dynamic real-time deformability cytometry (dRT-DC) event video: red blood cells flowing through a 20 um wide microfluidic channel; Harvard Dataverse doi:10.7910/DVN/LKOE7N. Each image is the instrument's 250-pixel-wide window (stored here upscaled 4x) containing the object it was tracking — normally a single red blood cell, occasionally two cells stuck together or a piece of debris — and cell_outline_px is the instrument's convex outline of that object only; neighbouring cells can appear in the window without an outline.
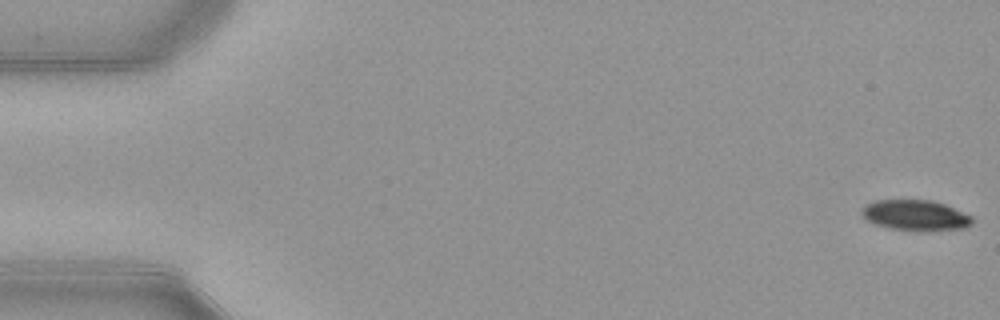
{"species": "common noctule bat (a hibernating species)", "species_latin": "Nyctalus noctula", "temperature_condition": "warm", "stored_images_in_passage": 53, "camera_frame_rate_fps": 3000, "um_per_image_px": 0.085, "animal": {"sex": "female", "body_mass_g": 21.9}, "frame": {"image": 1, "passage_image": 1, "time_ms": 0.0, "image_size_px": [1000, 320], "cell_outline_px": [[972, 224], [964, 228], [892, 228], [876, 224], [868, 220], [860, 212], [860, 208], [864, 204], [876, 200], [932, 200], [944, 204], [972, 216]], "centroid_in_image_um": [77.75, 18.23], "position_along_channel_um": 7.2, "area_um2": 18.73}}
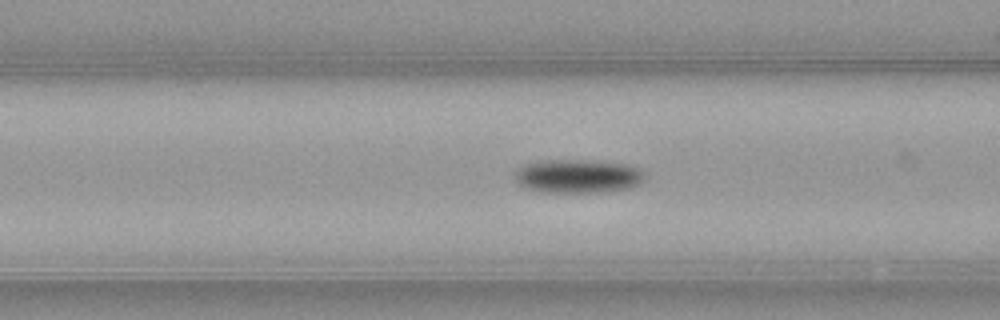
{"frame": {"image": 2, "passage_image": 21, "time_ms": 6.667, "image_size_px": [1000, 320], "cell_outline_px": [[648, 176], [640, 184], [628, 188], [600, 192], [544, 192], [528, 188], [520, 184], [516, 180], [516, 172], [524, 164], [544, 160], [596, 160], [628, 164], [640, 168]], "centroid_in_image_um": [49.21, 14.96], "position_along_channel_um": 117.4, "area_um2": 25.61}}
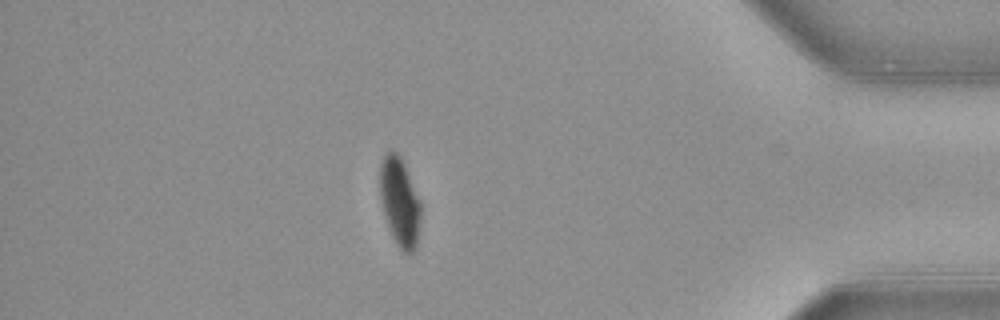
{"frame": {"image": 3, "passage_image": 46, "time_ms": 15.0, "image_size_px": [1000, 320], "cell_outline_px": [[420, 216], [416, 248], [412, 252], [404, 252], [396, 244], [392, 236], [380, 200], [380, 164], [388, 148], [392, 148], [400, 156], [404, 164], [420, 204]], "centroid_in_image_um": [33.95, 17.13], "position_along_channel_um": 401.3, "area_um2": 20.69}, "authors_computed_cell_mechanics": {"area_um2": 22.9466, "velocity_mm_per_s": 3.9168, "shape_relaxation_time_tau1_ms": 3.2718, "shape_relaxation_time_tau2_ms": null, "deformation_change_tau1": 0.1243, "deformation_change_tau2": null}}